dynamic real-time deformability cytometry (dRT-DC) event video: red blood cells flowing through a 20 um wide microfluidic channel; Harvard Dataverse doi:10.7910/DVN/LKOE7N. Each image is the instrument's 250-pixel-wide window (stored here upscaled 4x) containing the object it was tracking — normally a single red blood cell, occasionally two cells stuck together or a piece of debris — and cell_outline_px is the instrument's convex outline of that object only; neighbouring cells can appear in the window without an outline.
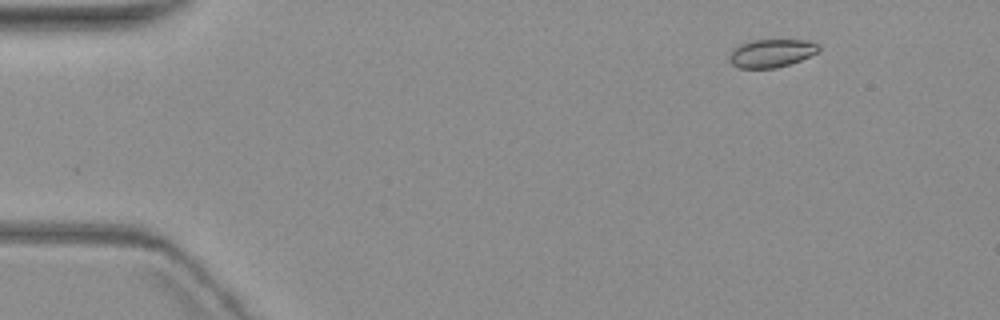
{"species": "common noctule bat (a hibernating species)", "species_latin": "Nyctalus noctula", "temperature_condition": "warm", "stored_images_in_passage": 4, "camera_frame_rate_fps": 3000, "um_per_image_px": 0.085, "animal": {"sex": "female", "body_mass_g": 19.3, "forearm_length_mm": 54.1}, "frame": {"image": 1, "passage_image": 2, "time_ms": 1.0, "image_size_px": [1000, 320], "cell_outline_px": [[820, 52], [800, 60], [776, 68], [736, 68], [728, 60], [728, 56], [732, 48], [740, 44], [752, 40], [808, 40], [820, 44]], "centroid_in_image_um": [65.56, 4.52], "position_along_channel_um": 19.4, "area_um2": 14.91}}
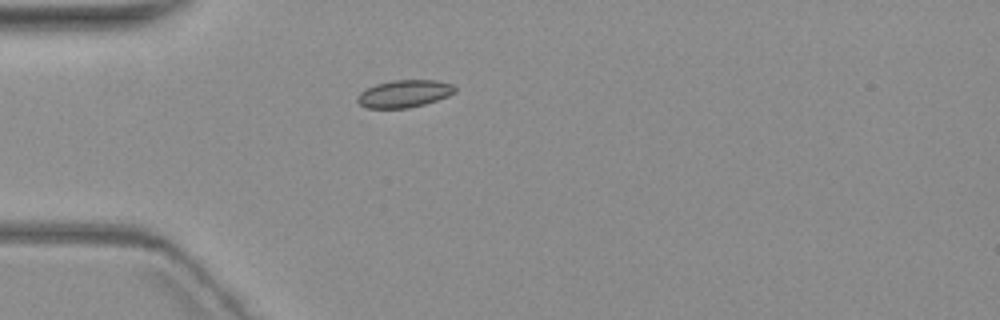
{"frame": {"image": 2, "passage_image": 4, "time_ms": 4.333, "image_size_px": [1000, 320], "cell_outline_px": [[456, 92], [448, 96], [424, 104], [408, 108], [368, 108], [360, 104], [356, 100], [356, 96], [360, 92], [376, 84], [392, 80], [436, 80], [452, 84], [456, 88]], "centroid_in_image_um": [34.36, 7.96], "position_along_channel_um": 50.6, "area_um2": 15.55}}